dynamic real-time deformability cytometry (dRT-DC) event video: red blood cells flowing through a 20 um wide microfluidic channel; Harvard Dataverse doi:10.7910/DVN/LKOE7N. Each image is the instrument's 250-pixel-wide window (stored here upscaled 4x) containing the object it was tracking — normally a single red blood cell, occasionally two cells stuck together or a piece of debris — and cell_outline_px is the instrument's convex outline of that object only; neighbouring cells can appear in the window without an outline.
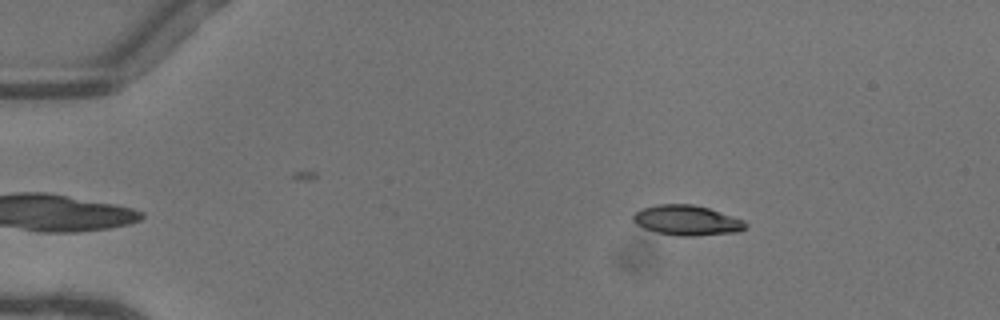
{"species": "common noctule bat (a hibernating species)", "species_latin": "Nyctalus noctula", "temperature_condition": "warm", "stored_images_in_passage": 9, "camera_frame_rate_fps": 3000, "um_per_image_px": 0.085, "animal": {"sex": "female"}, "frame": {"image": 1, "passage_image": 2, "time_ms": 0.333, "image_size_px": [1000, 320], "cell_outline_px": [[748, 224], [740, 232], [692, 236], [680, 236], [656, 232], [644, 228], [636, 224], [632, 220], [632, 216], [640, 208], [656, 204], [692, 204], [708, 208], [744, 220]], "centroid_in_image_um": [58.36, 18.72], "position_along_channel_um": 26.6, "area_um2": 19.77}}